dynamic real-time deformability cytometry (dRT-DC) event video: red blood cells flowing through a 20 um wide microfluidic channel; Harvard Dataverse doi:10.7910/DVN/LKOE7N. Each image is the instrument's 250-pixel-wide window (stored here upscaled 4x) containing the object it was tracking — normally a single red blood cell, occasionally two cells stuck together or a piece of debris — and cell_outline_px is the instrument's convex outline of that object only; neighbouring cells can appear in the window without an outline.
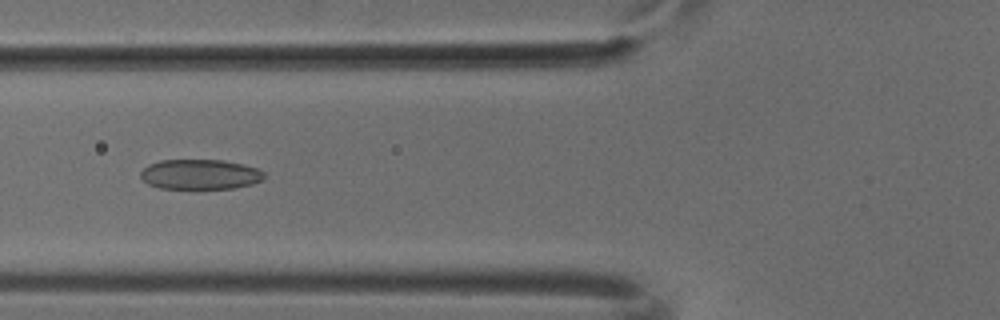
{"species": "common noctule bat (a hibernating species)", "species_latin": "Nyctalus noctula", "temperature_condition": "cold", "stored_images_in_passage": 50, "camera_frame_rate_fps": 3000, "um_per_image_px": 0.085, "animal": {"sex": "male", "body_mass_g": 18.8}, "frame": {"image": 1, "passage_image": 19, "time_ms": 6.0, "image_size_px": [1000, 320], "cell_outline_px": [[264, 176], [260, 180], [252, 184], [232, 188], [160, 188], [148, 184], [140, 176], [140, 172], [148, 164], [160, 160], [224, 160], [244, 164], [256, 168], [264, 172]], "centroid_in_image_um": [16.99, 14.81], "position_along_channel_um": 108.8, "area_um2": 21.5}}
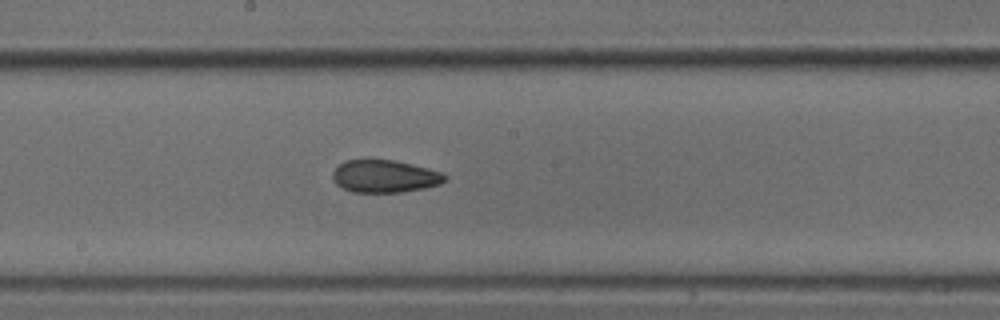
{"frame": {"image": 2, "passage_image": 27, "time_ms": 8.667, "image_size_px": [1000, 320], "cell_outline_px": [[448, 180], [440, 184], [424, 188], [400, 192], [352, 192], [336, 184], [332, 180], [332, 172], [344, 160], [364, 156], [368, 156], [396, 160], [444, 172], [448, 176]], "centroid_in_image_um": [32.68, 14.93], "position_along_channel_um": 215.5, "area_um2": 22.25}}
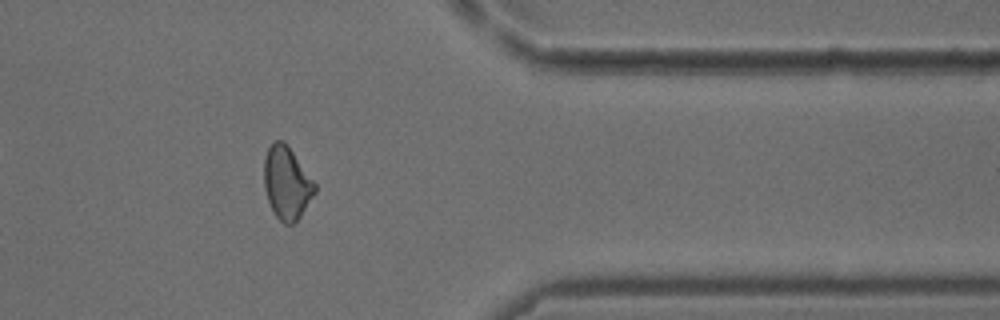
{"frame": {"image": 3, "passage_image": 41, "time_ms": 13.333, "image_size_px": [1000, 320], "cell_outline_px": [[316, 192], [300, 216], [292, 224], [284, 224], [276, 216], [268, 200], [264, 188], [264, 156], [268, 148], [276, 140], [284, 140], [316, 184]], "centroid_in_image_um": [24.37, 15.54], "position_along_channel_um": 387.0, "area_um2": 21.33}}